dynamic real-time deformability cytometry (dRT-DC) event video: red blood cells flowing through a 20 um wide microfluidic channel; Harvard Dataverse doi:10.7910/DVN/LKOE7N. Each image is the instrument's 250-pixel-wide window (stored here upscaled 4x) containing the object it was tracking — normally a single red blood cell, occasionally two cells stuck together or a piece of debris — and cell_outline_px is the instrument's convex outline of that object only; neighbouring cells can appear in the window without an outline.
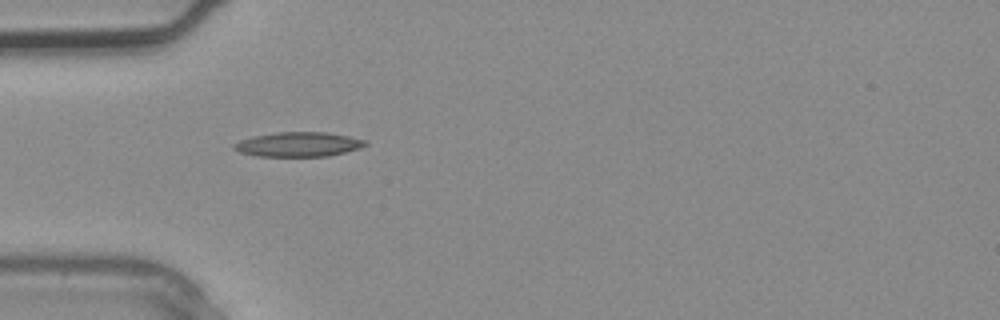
{"species": "common noctule bat (a hibernating species)", "species_latin": "Nyctalus noctula", "temperature_condition": "warm", "stored_images_in_passage": 1, "camera_frame_rate_fps": 3000, "um_per_image_px": 0.085, "animal": {"sex": "male", "body_mass_g": 20.4}, "frame": {"image": 1, "passage_image": 1, "time_ms": 0.0, "image_size_px": [1000, 320], "cell_outline_px": [[368, 144], [360, 148], [328, 156], [256, 156], [240, 152], [232, 148], [232, 144], [240, 140], [252, 136], [276, 132], [328, 132], [368, 140]], "centroid_in_image_um": [25.36, 12.26], "position_along_channel_um": 59.6, "area_um2": 18.9}}